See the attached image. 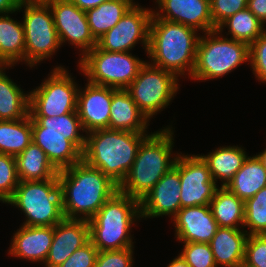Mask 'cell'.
Returning <instances> with one entry per match:
<instances>
[{
    "instance_id": "8d00e7d4",
    "label": "cell",
    "mask_w": 266,
    "mask_h": 267,
    "mask_svg": "<svg viewBox=\"0 0 266 267\" xmlns=\"http://www.w3.org/2000/svg\"><path fill=\"white\" fill-rule=\"evenodd\" d=\"M242 267H266V234L248 235Z\"/></svg>"
},
{
    "instance_id": "4316f807",
    "label": "cell",
    "mask_w": 266,
    "mask_h": 267,
    "mask_svg": "<svg viewBox=\"0 0 266 267\" xmlns=\"http://www.w3.org/2000/svg\"><path fill=\"white\" fill-rule=\"evenodd\" d=\"M210 208L219 227L244 229V201L227 187L220 186L217 189L215 196L210 201Z\"/></svg>"
},
{
    "instance_id": "f6af8a7d",
    "label": "cell",
    "mask_w": 266,
    "mask_h": 267,
    "mask_svg": "<svg viewBox=\"0 0 266 267\" xmlns=\"http://www.w3.org/2000/svg\"><path fill=\"white\" fill-rule=\"evenodd\" d=\"M167 267H189L185 260L178 254Z\"/></svg>"
},
{
    "instance_id": "bcb514c9",
    "label": "cell",
    "mask_w": 266,
    "mask_h": 267,
    "mask_svg": "<svg viewBox=\"0 0 266 267\" xmlns=\"http://www.w3.org/2000/svg\"><path fill=\"white\" fill-rule=\"evenodd\" d=\"M256 155L261 160L264 168L266 169V149L264 151L260 152L259 154H256Z\"/></svg>"
},
{
    "instance_id": "7dc6e473",
    "label": "cell",
    "mask_w": 266,
    "mask_h": 267,
    "mask_svg": "<svg viewBox=\"0 0 266 267\" xmlns=\"http://www.w3.org/2000/svg\"><path fill=\"white\" fill-rule=\"evenodd\" d=\"M53 0H20V2H26V3H48Z\"/></svg>"
},
{
    "instance_id": "f35d334b",
    "label": "cell",
    "mask_w": 266,
    "mask_h": 267,
    "mask_svg": "<svg viewBox=\"0 0 266 267\" xmlns=\"http://www.w3.org/2000/svg\"><path fill=\"white\" fill-rule=\"evenodd\" d=\"M248 0H210L211 16L214 27H217L227 18L247 8Z\"/></svg>"
},
{
    "instance_id": "e575fe53",
    "label": "cell",
    "mask_w": 266,
    "mask_h": 267,
    "mask_svg": "<svg viewBox=\"0 0 266 267\" xmlns=\"http://www.w3.org/2000/svg\"><path fill=\"white\" fill-rule=\"evenodd\" d=\"M19 182L16 157L0 153V202L13 196Z\"/></svg>"
},
{
    "instance_id": "836d02e7",
    "label": "cell",
    "mask_w": 266,
    "mask_h": 267,
    "mask_svg": "<svg viewBox=\"0 0 266 267\" xmlns=\"http://www.w3.org/2000/svg\"><path fill=\"white\" fill-rule=\"evenodd\" d=\"M41 127L43 132L56 133H80L84 132L77 112L67 113L61 116H31ZM80 130V131H79Z\"/></svg>"
},
{
    "instance_id": "277c9868",
    "label": "cell",
    "mask_w": 266,
    "mask_h": 267,
    "mask_svg": "<svg viewBox=\"0 0 266 267\" xmlns=\"http://www.w3.org/2000/svg\"><path fill=\"white\" fill-rule=\"evenodd\" d=\"M171 128L163 127L160 131L150 133L142 141L133 165L118 186V191L140 202L165 173L174 167L179 153L172 156L174 132Z\"/></svg>"
},
{
    "instance_id": "cb8c5ba5",
    "label": "cell",
    "mask_w": 266,
    "mask_h": 267,
    "mask_svg": "<svg viewBox=\"0 0 266 267\" xmlns=\"http://www.w3.org/2000/svg\"><path fill=\"white\" fill-rule=\"evenodd\" d=\"M25 62L24 26L10 17L0 14V66H15ZM15 64V65H14Z\"/></svg>"
},
{
    "instance_id": "d6a6232c",
    "label": "cell",
    "mask_w": 266,
    "mask_h": 267,
    "mask_svg": "<svg viewBox=\"0 0 266 267\" xmlns=\"http://www.w3.org/2000/svg\"><path fill=\"white\" fill-rule=\"evenodd\" d=\"M244 228H249L248 235L266 234V187L259 190L252 198L244 202Z\"/></svg>"
},
{
    "instance_id": "5bb4252c",
    "label": "cell",
    "mask_w": 266,
    "mask_h": 267,
    "mask_svg": "<svg viewBox=\"0 0 266 267\" xmlns=\"http://www.w3.org/2000/svg\"><path fill=\"white\" fill-rule=\"evenodd\" d=\"M48 4L53 13L61 45L67 41L68 44L81 50L82 57L97 45V41L90 32L85 11L79 9L70 0H53Z\"/></svg>"
},
{
    "instance_id": "6da1fadb",
    "label": "cell",
    "mask_w": 266,
    "mask_h": 267,
    "mask_svg": "<svg viewBox=\"0 0 266 267\" xmlns=\"http://www.w3.org/2000/svg\"><path fill=\"white\" fill-rule=\"evenodd\" d=\"M58 181L66 219L89 221L118 192L115 182L83 160L59 170Z\"/></svg>"
},
{
    "instance_id": "ab89813d",
    "label": "cell",
    "mask_w": 266,
    "mask_h": 267,
    "mask_svg": "<svg viewBox=\"0 0 266 267\" xmlns=\"http://www.w3.org/2000/svg\"><path fill=\"white\" fill-rule=\"evenodd\" d=\"M133 248L99 251L95 267H132Z\"/></svg>"
},
{
    "instance_id": "5b68a950",
    "label": "cell",
    "mask_w": 266,
    "mask_h": 267,
    "mask_svg": "<svg viewBox=\"0 0 266 267\" xmlns=\"http://www.w3.org/2000/svg\"><path fill=\"white\" fill-rule=\"evenodd\" d=\"M140 218L139 201L118 191L88 221L90 242L98 251L132 248V224Z\"/></svg>"
},
{
    "instance_id": "4dcf8cb0",
    "label": "cell",
    "mask_w": 266,
    "mask_h": 267,
    "mask_svg": "<svg viewBox=\"0 0 266 267\" xmlns=\"http://www.w3.org/2000/svg\"><path fill=\"white\" fill-rule=\"evenodd\" d=\"M32 142L30 114L18 120H0V153L17 156Z\"/></svg>"
},
{
    "instance_id": "b9f144b4",
    "label": "cell",
    "mask_w": 266,
    "mask_h": 267,
    "mask_svg": "<svg viewBox=\"0 0 266 267\" xmlns=\"http://www.w3.org/2000/svg\"><path fill=\"white\" fill-rule=\"evenodd\" d=\"M247 8L261 23H266V0H248Z\"/></svg>"
},
{
    "instance_id": "3957f363",
    "label": "cell",
    "mask_w": 266,
    "mask_h": 267,
    "mask_svg": "<svg viewBox=\"0 0 266 267\" xmlns=\"http://www.w3.org/2000/svg\"><path fill=\"white\" fill-rule=\"evenodd\" d=\"M147 133L99 129L87 133L82 160L101 170L118 186L133 165Z\"/></svg>"
},
{
    "instance_id": "9a60e30c",
    "label": "cell",
    "mask_w": 266,
    "mask_h": 267,
    "mask_svg": "<svg viewBox=\"0 0 266 267\" xmlns=\"http://www.w3.org/2000/svg\"><path fill=\"white\" fill-rule=\"evenodd\" d=\"M32 142L47 155L48 160L59 171L82 160L86 136L80 133L43 132L31 117Z\"/></svg>"
},
{
    "instance_id": "7c38bea8",
    "label": "cell",
    "mask_w": 266,
    "mask_h": 267,
    "mask_svg": "<svg viewBox=\"0 0 266 267\" xmlns=\"http://www.w3.org/2000/svg\"><path fill=\"white\" fill-rule=\"evenodd\" d=\"M152 15L153 9L134 3L121 20L97 40V46L108 52H130L140 41L147 53Z\"/></svg>"
},
{
    "instance_id": "d4e9b609",
    "label": "cell",
    "mask_w": 266,
    "mask_h": 267,
    "mask_svg": "<svg viewBox=\"0 0 266 267\" xmlns=\"http://www.w3.org/2000/svg\"><path fill=\"white\" fill-rule=\"evenodd\" d=\"M200 156L208 165L213 180L216 183L218 179L221 180L222 187H226L248 157L243 147L238 145L222 146L207 155Z\"/></svg>"
},
{
    "instance_id": "ffe728a7",
    "label": "cell",
    "mask_w": 266,
    "mask_h": 267,
    "mask_svg": "<svg viewBox=\"0 0 266 267\" xmlns=\"http://www.w3.org/2000/svg\"><path fill=\"white\" fill-rule=\"evenodd\" d=\"M90 241L87 220L64 218L54 226V236L45 267H59L77 249Z\"/></svg>"
},
{
    "instance_id": "7bdbcfd3",
    "label": "cell",
    "mask_w": 266,
    "mask_h": 267,
    "mask_svg": "<svg viewBox=\"0 0 266 267\" xmlns=\"http://www.w3.org/2000/svg\"><path fill=\"white\" fill-rule=\"evenodd\" d=\"M20 0H0V14L18 12Z\"/></svg>"
},
{
    "instance_id": "1f68e13d",
    "label": "cell",
    "mask_w": 266,
    "mask_h": 267,
    "mask_svg": "<svg viewBox=\"0 0 266 267\" xmlns=\"http://www.w3.org/2000/svg\"><path fill=\"white\" fill-rule=\"evenodd\" d=\"M225 27L228 29L231 39L249 46L266 31L265 26L248 8L227 18L217 27V30L222 33Z\"/></svg>"
},
{
    "instance_id": "4fadbf2b",
    "label": "cell",
    "mask_w": 266,
    "mask_h": 267,
    "mask_svg": "<svg viewBox=\"0 0 266 267\" xmlns=\"http://www.w3.org/2000/svg\"><path fill=\"white\" fill-rule=\"evenodd\" d=\"M175 166L180 176L181 208L210 205L219 188L208 165L199 155L178 154Z\"/></svg>"
},
{
    "instance_id": "ee69618b",
    "label": "cell",
    "mask_w": 266,
    "mask_h": 267,
    "mask_svg": "<svg viewBox=\"0 0 266 267\" xmlns=\"http://www.w3.org/2000/svg\"><path fill=\"white\" fill-rule=\"evenodd\" d=\"M70 1L74 3L79 9L86 12L87 10L93 9L109 0H70Z\"/></svg>"
},
{
    "instance_id": "603a6c76",
    "label": "cell",
    "mask_w": 266,
    "mask_h": 267,
    "mask_svg": "<svg viewBox=\"0 0 266 267\" xmlns=\"http://www.w3.org/2000/svg\"><path fill=\"white\" fill-rule=\"evenodd\" d=\"M247 230L219 227L209 243L217 267H242Z\"/></svg>"
},
{
    "instance_id": "8992f818",
    "label": "cell",
    "mask_w": 266,
    "mask_h": 267,
    "mask_svg": "<svg viewBox=\"0 0 266 267\" xmlns=\"http://www.w3.org/2000/svg\"><path fill=\"white\" fill-rule=\"evenodd\" d=\"M223 36L216 29L199 37L190 79L206 81L221 78L249 61L248 44Z\"/></svg>"
},
{
    "instance_id": "2e32d148",
    "label": "cell",
    "mask_w": 266,
    "mask_h": 267,
    "mask_svg": "<svg viewBox=\"0 0 266 267\" xmlns=\"http://www.w3.org/2000/svg\"><path fill=\"white\" fill-rule=\"evenodd\" d=\"M179 170L174 165L139 202L141 218L171 216L181 209Z\"/></svg>"
},
{
    "instance_id": "7402d4cb",
    "label": "cell",
    "mask_w": 266,
    "mask_h": 267,
    "mask_svg": "<svg viewBox=\"0 0 266 267\" xmlns=\"http://www.w3.org/2000/svg\"><path fill=\"white\" fill-rule=\"evenodd\" d=\"M149 120L139 110L126 89L113 88L110 106L109 129L148 133Z\"/></svg>"
},
{
    "instance_id": "f546056e",
    "label": "cell",
    "mask_w": 266,
    "mask_h": 267,
    "mask_svg": "<svg viewBox=\"0 0 266 267\" xmlns=\"http://www.w3.org/2000/svg\"><path fill=\"white\" fill-rule=\"evenodd\" d=\"M134 3V0H109L87 10L86 16L93 38L99 40L121 20Z\"/></svg>"
},
{
    "instance_id": "d6986e66",
    "label": "cell",
    "mask_w": 266,
    "mask_h": 267,
    "mask_svg": "<svg viewBox=\"0 0 266 267\" xmlns=\"http://www.w3.org/2000/svg\"><path fill=\"white\" fill-rule=\"evenodd\" d=\"M172 221L175 237L183 243H210L219 228L210 205L181 208Z\"/></svg>"
},
{
    "instance_id": "7a4b0ae2",
    "label": "cell",
    "mask_w": 266,
    "mask_h": 267,
    "mask_svg": "<svg viewBox=\"0 0 266 267\" xmlns=\"http://www.w3.org/2000/svg\"><path fill=\"white\" fill-rule=\"evenodd\" d=\"M197 32L194 28L159 19L153 14L147 51L151 64L174 73L177 77H191L200 37Z\"/></svg>"
},
{
    "instance_id": "d590c367",
    "label": "cell",
    "mask_w": 266,
    "mask_h": 267,
    "mask_svg": "<svg viewBox=\"0 0 266 267\" xmlns=\"http://www.w3.org/2000/svg\"><path fill=\"white\" fill-rule=\"evenodd\" d=\"M179 254L189 267H217L209 243H184Z\"/></svg>"
},
{
    "instance_id": "52a82bcc",
    "label": "cell",
    "mask_w": 266,
    "mask_h": 267,
    "mask_svg": "<svg viewBox=\"0 0 266 267\" xmlns=\"http://www.w3.org/2000/svg\"><path fill=\"white\" fill-rule=\"evenodd\" d=\"M6 203L24 212V226L54 227L64 219L58 175L46 180L20 181Z\"/></svg>"
},
{
    "instance_id": "ac0fdd59",
    "label": "cell",
    "mask_w": 266,
    "mask_h": 267,
    "mask_svg": "<svg viewBox=\"0 0 266 267\" xmlns=\"http://www.w3.org/2000/svg\"><path fill=\"white\" fill-rule=\"evenodd\" d=\"M158 11L153 14L166 21L180 23L207 33L216 30L214 27L210 0H155Z\"/></svg>"
},
{
    "instance_id": "f1b7e54d",
    "label": "cell",
    "mask_w": 266,
    "mask_h": 267,
    "mask_svg": "<svg viewBox=\"0 0 266 267\" xmlns=\"http://www.w3.org/2000/svg\"><path fill=\"white\" fill-rule=\"evenodd\" d=\"M16 164L19 181L51 179L59 172L46 153L33 142L16 156Z\"/></svg>"
},
{
    "instance_id": "484cf974",
    "label": "cell",
    "mask_w": 266,
    "mask_h": 267,
    "mask_svg": "<svg viewBox=\"0 0 266 267\" xmlns=\"http://www.w3.org/2000/svg\"><path fill=\"white\" fill-rule=\"evenodd\" d=\"M226 187L244 202L266 187V169L258 156H248Z\"/></svg>"
},
{
    "instance_id": "60d3db41",
    "label": "cell",
    "mask_w": 266,
    "mask_h": 267,
    "mask_svg": "<svg viewBox=\"0 0 266 267\" xmlns=\"http://www.w3.org/2000/svg\"><path fill=\"white\" fill-rule=\"evenodd\" d=\"M98 252L97 248L89 241L77 249L59 267H95Z\"/></svg>"
},
{
    "instance_id": "44dd1931",
    "label": "cell",
    "mask_w": 266,
    "mask_h": 267,
    "mask_svg": "<svg viewBox=\"0 0 266 267\" xmlns=\"http://www.w3.org/2000/svg\"><path fill=\"white\" fill-rule=\"evenodd\" d=\"M54 236L53 226H24L15 231L9 254L19 259L45 263Z\"/></svg>"
},
{
    "instance_id": "e0dca14e",
    "label": "cell",
    "mask_w": 266,
    "mask_h": 267,
    "mask_svg": "<svg viewBox=\"0 0 266 267\" xmlns=\"http://www.w3.org/2000/svg\"><path fill=\"white\" fill-rule=\"evenodd\" d=\"M113 88L86 83L85 89L78 90L77 113L84 132L109 129L110 106Z\"/></svg>"
},
{
    "instance_id": "83f0119b",
    "label": "cell",
    "mask_w": 266,
    "mask_h": 267,
    "mask_svg": "<svg viewBox=\"0 0 266 267\" xmlns=\"http://www.w3.org/2000/svg\"><path fill=\"white\" fill-rule=\"evenodd\" d=\"M0 66V120H18L29 115L30 93L10 79Z\"/></svg>"
},
{
    "instance_id": "30bf717a",
    "label": "cell",
    "mask_w": 266,
    "mask_h": 267,
    "mask_svg": "<svg viewBox=\"0 0 266 267\" xmlns=\"http://www.w3.org/2000/svg\"><path fill=\"white\" fill-rule=\"evenodd\" d=\"M178 77L169 71L145 62L138 75L126 88L139 110L150 121L173 100L179 88Z\"/></svg>"
},
{
    "instance_id": "9c48e42d",
    "label": "cell",
    "mask_w": 266,
    "mask_h": 267,
    "mask_svg": "<svg viewBox=\"0 0 266 267\" xmlns=\"http://www.w3.org/2000/svg\"><path fill=\"white\" fill-rule=\"evenodd\" d=\"M24 7L23 26L25 37V64L34 67L51 58L61 47L48 3L20 2L18 11Z\"/></svg>"
},
{
    "instance_id": "74e56055",
    "label": "cell",
    "mask_w": 266,
    "mask_h": 267,
    "mask_svg": "<svg viewBox=\"0 0 266 267\" xmlns=\"http://www.w3.org/2000/svg\"><path fill=\"white\" fill-rule=\"evenodd\" d=\"M249 64L258 81L266 82V31L249 46Z\"/></svg>"
},
{
    "instance_id": "ba28073f",
    "label": "cell",
    "mask_w": 266,
    "mask_h": 267,
    "mask_svg": "<svg viewBox=\"0 0 266 267\" xmlns=\"http://www.w3.org/2000/svg\"><path fill=\"white\" fill-rule=\"evenodd\" d=\"M146 61L129 52H108L97 45L78 61L87 81L115 89H126Z\"/></svg>"
},
{
    "instance_id": "8fae6325",
    "label": "cell",
    "mask_w": 266,
    "mask_h": 267,
    "mask_svg": "<svg viewBox=\"0 0 266 267\" xmlns=\"http://www.w3.org/2000/svg\"><path fill=\"white\" fill-rule=\"evenodd\" d=\"M47 79L30 91V116L57 117L77 112L79 87L69 70L56 66Z\"/></svg>"
}]
</instances>
